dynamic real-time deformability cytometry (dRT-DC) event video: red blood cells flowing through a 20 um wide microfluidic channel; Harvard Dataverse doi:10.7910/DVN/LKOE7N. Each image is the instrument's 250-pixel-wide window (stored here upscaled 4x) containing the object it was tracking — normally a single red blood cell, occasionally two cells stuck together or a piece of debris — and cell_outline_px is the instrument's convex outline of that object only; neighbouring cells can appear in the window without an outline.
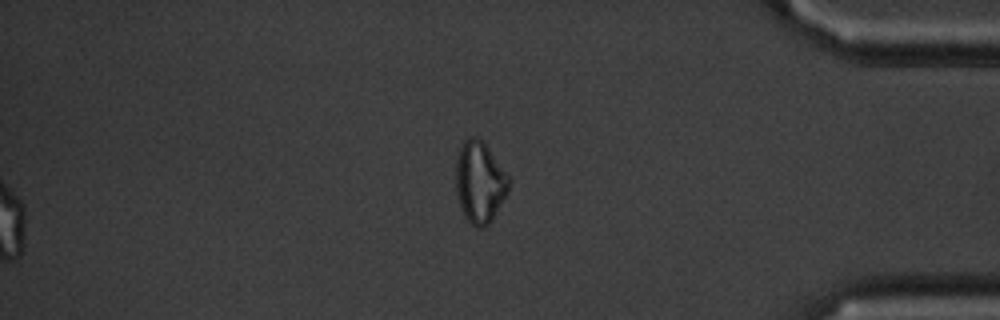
{"species": "common noctule bat (a hibernating species)", "species_latin": "Nyctalus noctula", "temperature_condition": "cold", "stored_images_in_passage": 59, "segment_of_instrument_passage": [2, 2], "camera_frame_rate_fps": 3000, "um_per_image_px": 0.085, "animal": {"sex": "male", "body_mass_g": 20.1, "forearm_length_mm": 53.5}, "frame": {"image": 1, "passage_image": 59, "time_ms": 19.333, "image_size_px": [1000, 320], "cell_outline_px": [[512, 180], [508, 192], [492, 220], [488, 224], [480, 228], [472, 224], [468, 220], [460, 204], [456, 192], [456, 164], [460, 148], [464, 140], [472, 136], [476, 136], [484, 144]], "centroid_in_image_um": [40.79, 15.49], "position_along_channel_um": 394.4, "area_um2": 24.68}}